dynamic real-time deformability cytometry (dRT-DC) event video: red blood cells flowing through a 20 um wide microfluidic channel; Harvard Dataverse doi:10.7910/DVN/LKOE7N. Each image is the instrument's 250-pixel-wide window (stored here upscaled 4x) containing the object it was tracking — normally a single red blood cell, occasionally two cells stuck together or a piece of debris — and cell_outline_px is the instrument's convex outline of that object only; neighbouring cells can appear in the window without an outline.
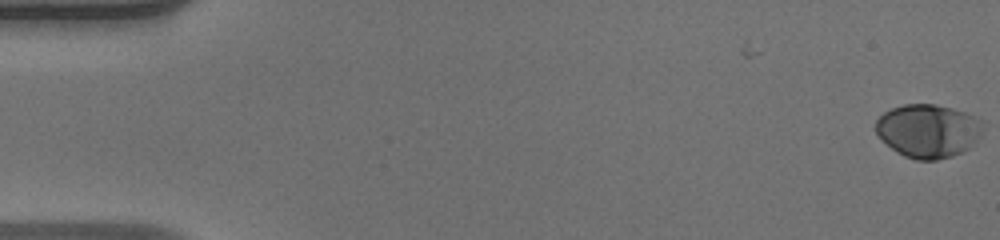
{"species": "human", "species_latin": "Homo sapiens", "temperature_condition": "warm", "stored_images_in_passage": 51, "camera_frame_rate_fps": 3000, "um_per_image_px": 0.085, "donor": {"sex": "male"}, "frame": {"image": 1, "passage_image": 1, "time_ms": 0.0, "image_size_px": [1000, 240], "cell_outline_px": [[980, 132], [972, 144], [968, 148], [952, 156], [936, 160], [916, 160], [904, 156], [896, 152], [876, 132], [876, 120], [884, 112], [892, 108], [904, 104], [936, 104], [952, 108], [964, 112], [980, 120]], "centroid_in_image_um": [78.84, 11.12], "position_along_channel_um": 6.2, "area_um2": 32.77}}
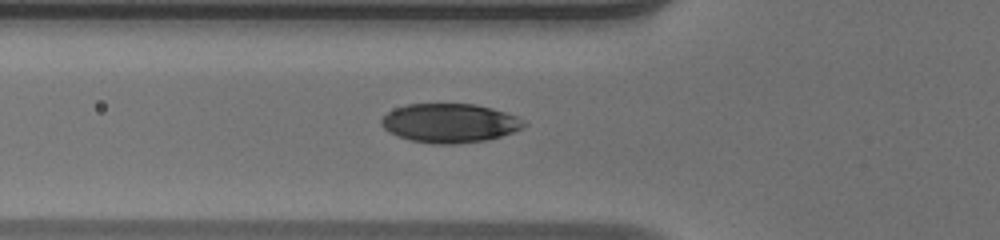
{"frame": {"image": 2, "passage_image": 19, "time_ms": 6.0, "image_size_px": [1000, 240], "cell_outline_px": [[528, 124], [512, 132], [500, 136], [484, 140], [456, 144], [432, 144], [412, 140], [388, 132], [380, 124], [380, 120], [388, 112], [396, 108], [408, 104], [476, 104], [492, 108], [516, 116]], "centroid_in_image_um": [38.2, 10.46], "position_along_channel_um": 87.6, "area_um2": 32.14}}
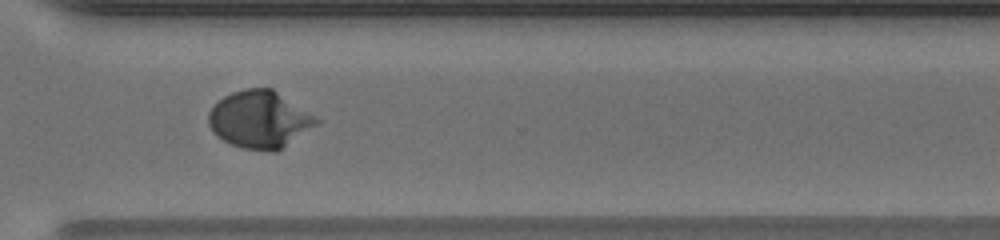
{"frame": {"image": 3, "passage_image": 38, "time_ms": 12.333, "image_size_px": [1000, 240], "cell_outline_px": [[324, 120], [276, 152], [268, 152], [244, 148], [232, 144], [216, 136], [212, 132], [208, 124], [208, 112], [224, 96], [232, 92], [244, 88], [272, 88]], "centroid_in_image_um": [22.1, 10.16], "position_along_channel_um": 348.5, "area_um2": 36.24}, "authors_computed_cell_mechanics": {"area_um2": 33.1194, "velocity_mm_per_s": 4.1177, "shape_relaxation_time_tau1_ms": 3.8537, "shape_relaxation_time_tau2_ms": null, "deformation_change_tau1": 0.213, "deformation_change_tau2": null}}